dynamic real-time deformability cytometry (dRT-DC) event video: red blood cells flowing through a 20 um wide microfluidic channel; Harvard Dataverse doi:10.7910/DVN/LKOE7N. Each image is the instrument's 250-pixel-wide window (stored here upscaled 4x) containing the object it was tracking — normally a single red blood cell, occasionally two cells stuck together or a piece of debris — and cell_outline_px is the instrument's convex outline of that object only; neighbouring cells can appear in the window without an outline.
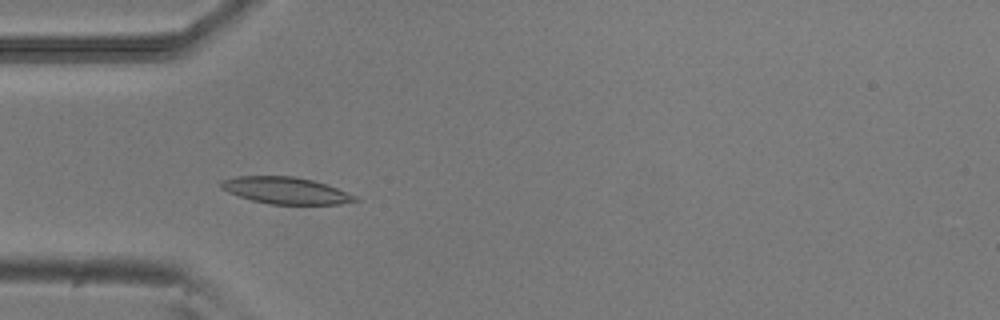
{"species": "common noctule bat (a hibernating species)", "species_latin": "Nyctalus noctula", "temperature_condition": "room temperature", "stored_images_in_passage": 5, "camera_frame_rate_fps": 3000, "um_per_image_px": 0.085, "animal": {"sex": "male", "body_mass_g": 20.5, "forearm_length_mm": 52.5}, "frame": {"image": 1, "passage_image": 4, "time_ms": 1.0, "image_size_px": [1000, 320], "cell_outline_px": [[360, 200], [340, 204], [268, 204], [252, 200], [228, 192], [220, 188], [220, 184], [224, 180], [236, 176], [292, 176], [312, 180], [336, 188], [356, 196]], "centroid_in_image_um": [24.27, 16.19], "position_along_channel_um": 60.7, "area_um2": 20.63}}
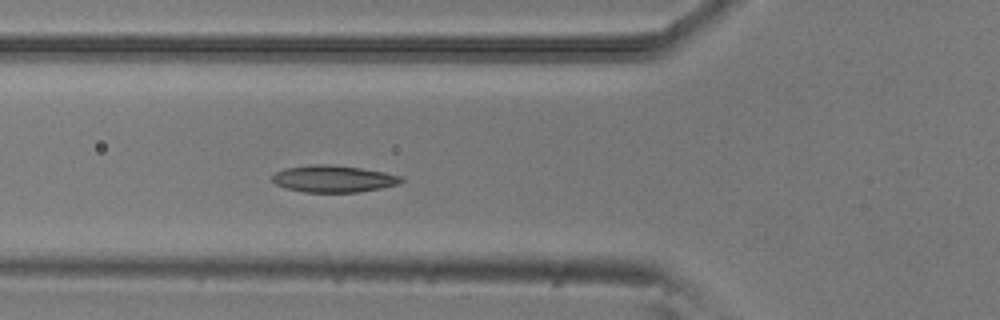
{"frame": {"image": 2, "passage_image": 5, "time_ms": 1.333, "image_size_px": [1000, 320], "cell_outline_px": [[404, 180], [396, 184], [380, 188], [356, 192], [304, 192], [284, 188], [276, 184], [272, 180], [272, 176], [276, 172], [284, 168], [312, 164], [332, 164], [360, 168], [384, 172], [404, 176]], "centroid_in_image_um": [28.32, 15.19], "position_along_channel_um": 97.5, "area_um2": 20.23}}